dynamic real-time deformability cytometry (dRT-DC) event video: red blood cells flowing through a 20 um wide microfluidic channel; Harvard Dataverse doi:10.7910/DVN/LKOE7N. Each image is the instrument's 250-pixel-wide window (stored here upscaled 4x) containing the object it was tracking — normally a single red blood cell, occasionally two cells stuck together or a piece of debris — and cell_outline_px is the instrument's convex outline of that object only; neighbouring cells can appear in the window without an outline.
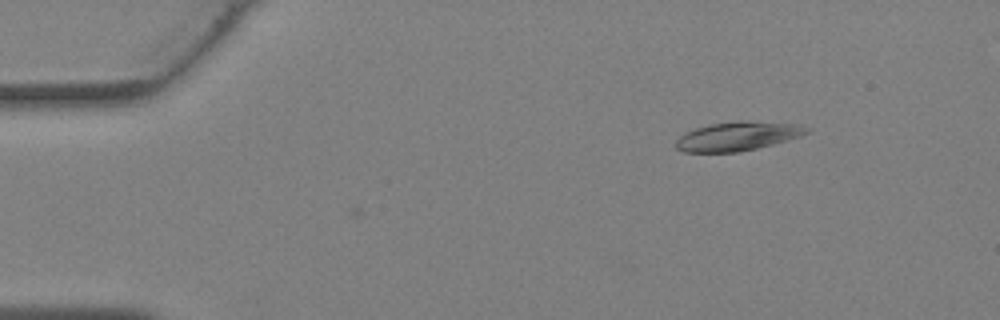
{"species": "Egyptian fruit bat (a non-hibernating species)", "species_latin": "Rousettus aegyptiacus", "temperature_condition": "warm", "stored_images_in_passage": 3, "camera_frame_rate_fps": 3000, "um_per_image_px": 0.085, "animal": {"sex": "female"}, "frame": {"image": 1, "passage_image": 3, "time_ms": 0.667, "image_size_px": [1000, 320], "cell_outline_px": [[812, 128], [808, 132], [800, 136], [788, 140], [756, 148], [736, 152], [684, 152], [676, 148], [676, 140], [684, 132], [696, 128], [712, 124], [740, 120], [800, 124]], "centroid_in_image_um": [62.72, 11.57], "position_along_channel_um": 22.3, "area_um2": 22.02}}